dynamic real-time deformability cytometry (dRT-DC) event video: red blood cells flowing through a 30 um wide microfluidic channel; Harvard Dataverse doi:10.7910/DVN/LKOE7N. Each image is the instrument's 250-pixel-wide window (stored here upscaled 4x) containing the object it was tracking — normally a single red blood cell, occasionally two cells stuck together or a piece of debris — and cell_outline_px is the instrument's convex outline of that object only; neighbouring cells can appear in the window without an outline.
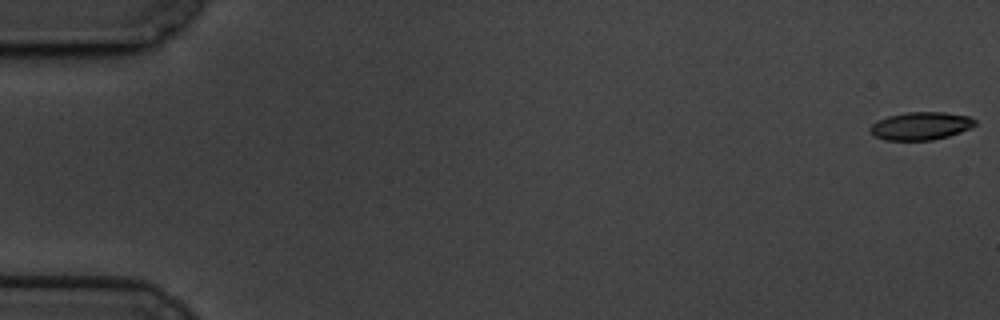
{"species": "common noctule bat (a hibernating species)", "species_latin": "Nyctalus noctula", "temperature_condition": "cold", "stored_images_in_passage": 60, "camera_frame_rate_fps": 3000, "um_per_image_px": 0.085, "animal": {"sex": "male", "body_mass_g": 19.5, "forearm_length_mm": 54.6}, "frame": {"image": 1, "passage_image": 1, "time_ms": 0.0, "image_size_px": [1000, 320], "cell_outline_px": [[976, 124], [972, 128], [948, 136], [932, 140], [884, 140], [872, 136], [868, 128], [876, 120], [888, 116], [904, 112], [944, 112], [968, 116], [976, 120]], "centroid_in_image_um": [78.23, 10.7], "position_along_channel_um": 6.8, "area_um2": 17.28}}
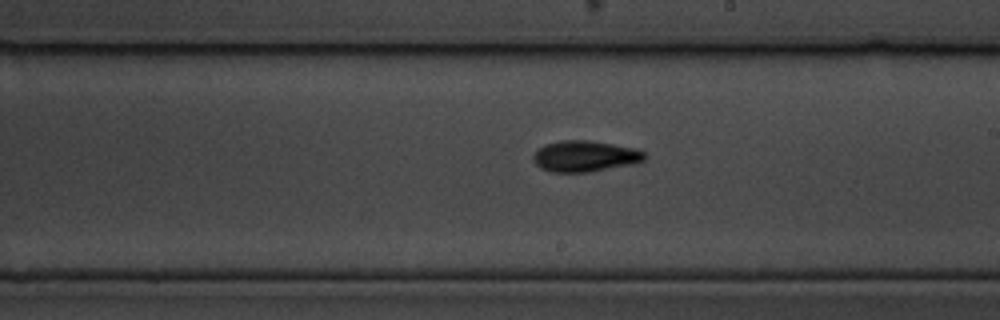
{"frame": {"image": 2, "passage_image": 35, "time_ms": 11.333, "image_size_px": [1000, 320], "cell_outline_px": [[648, 156], [644, 160], [632, 164], [588, 172], [552, 172], [540, 168], [532, 160], [532, 156], [544, 144], [564, 140], [588, 140], [636, 148], [644, 152]], "centroid_in_image_um": [49.72, 13.28], "position_along_channel_um": 239.3, "area_um2": 20.11}}
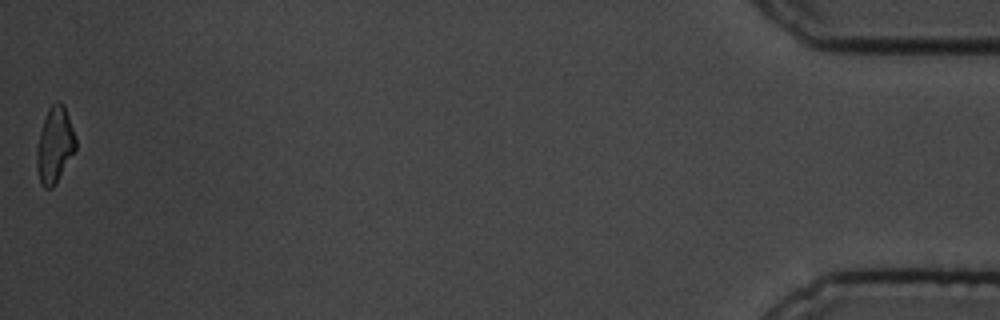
{"frame": {"image": 3, "passage_image": 60, "time_ms": 19.667, "image_size_px": [1000, 320], "cell_outline_px": [[76, 148], [56, 184], [52, 188], [44, 188], [40, 184], [36, 168], [36, 148], [40, 132], [48, 108], [56, 100], [60, 100], [64, 104], [76, 136]], "centroid_in_image_um": [4.65, 12.33], "position_along_channel_um": 430.6, "area_um2": 17.46}, "authors_computed_cell_mechanics": {"area_um2": 18.496, "velocity_mm_per_s": 3.4003, "shape_relaxation_time_tau1_ms": 3.9775, "shape_relaxation_time_tau2_ms": 4.5614, "deformation_change_tau1": 0.1479, "deformation_change_tau2": 0.1064}}